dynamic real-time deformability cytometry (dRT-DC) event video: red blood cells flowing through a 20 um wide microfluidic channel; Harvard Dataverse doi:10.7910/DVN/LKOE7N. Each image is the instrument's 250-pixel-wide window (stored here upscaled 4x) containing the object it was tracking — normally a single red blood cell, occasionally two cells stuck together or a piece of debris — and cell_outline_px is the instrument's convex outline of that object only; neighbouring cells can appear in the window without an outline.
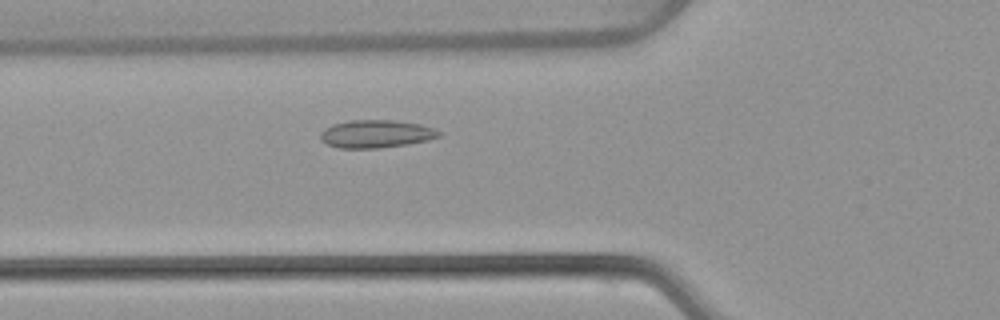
{"species": "common noctule bat (a hibernating species)", "species_latin": "Nyctalus noctula", "temperature_condition": "warm", "stored_images_in_passage": 48, "camera_frame_rate_fps": 3000, "um_per_image_px": 0.085, "animal": {"sex": "female", "body_mass_g": 22.7, "forearm_length_mm": 54.2}, "frame": {"image": 1, "passage_image": 14, "time_ms": 4.333, "image_size_px": [1000, 320], "cell_outline_px": [[440, 136], [428, 140], [408, 144], [380, 148], [340, 148], [328, 144], [320, 140], [320, 132], [324, 128], [332, 124], [348, 120], [392, 120], [420, 124], [432, 128], [440, 132]], "centroid_in_image_um": [31.92, 11.38], "position_along_channel_um": 93.9, "area_um2": 19.25}}
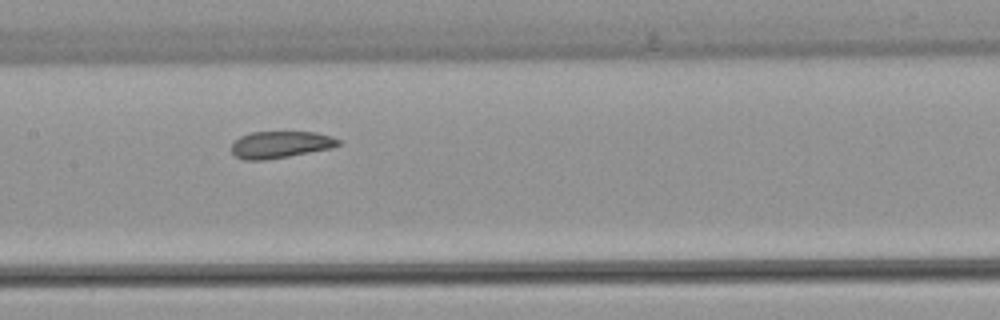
{"frame": {"image": 2, "passage_image": 21, "time_ms": 6.667, "image_size_px": [1000, 320], "cell_outline_px": [[340, 144], [332, 148], [288, 156], [264, 160], [244, 160], [236, 156], [232, 152], [232, 144], [240, 136], [252, 132], [316, 132], [332, 136], [340, 140]], "centroid_in_image_um": [23.85, 12.28], "position_along_channel_um": 183.6, "area_um2": 16.65}}
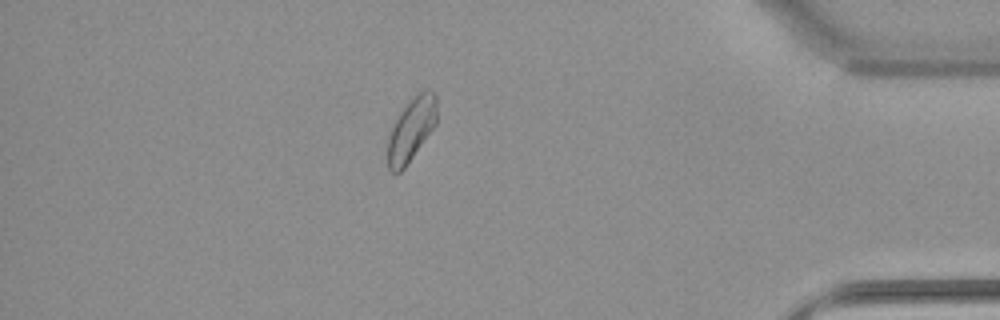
{"frame": {"image": 3, "passage_image": 41, "time_ms": 13.333, "image_size_px": [1000, 320], "cell_outline_px": [[436, 124], [404, 168], [400, 172], [392, 172], [388, 168], [388, 136], [400, 112], [416, 92], [424, 88], [428, 88], [436, 92]], "centroid_in_image_um": [34.98, 10.94], "position_along_channel_um": 400.2, "area_um2": 18.03}, "authors_computed_cell_mechanics": {"area_um2": 18.1492, "velocity_mm_per_s": 3.836, "shape_relaxation_time_tau1_ms": 4.9691, "shape_relaxation_time_tau2_ms": 1.055, "deformation_change_tau1": 0.1042, "deformation_change_tau2": 0.0572}}